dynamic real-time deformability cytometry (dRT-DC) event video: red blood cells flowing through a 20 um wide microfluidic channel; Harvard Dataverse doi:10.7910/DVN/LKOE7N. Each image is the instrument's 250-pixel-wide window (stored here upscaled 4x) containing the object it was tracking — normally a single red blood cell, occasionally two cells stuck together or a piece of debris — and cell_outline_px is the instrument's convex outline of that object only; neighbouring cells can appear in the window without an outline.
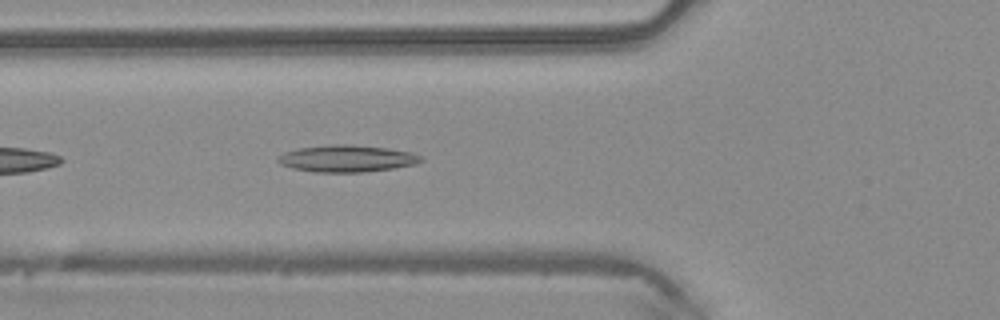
{"species": "common noctule bat (a hibernating species)", "species_latin": "Nyctalus noctula", "temperature_condition": "warm", "stored_images_in_passage": 11, "camera_frame_rate_fps": 3000, "um_per_image_px": 0.085, "animal": {"sex": "male", "body_mass_g": 20.4}, "frame": {"image": 1, "passage_image": 5, "time_ms": 1.333, "image_size_px": [1000, 320], "cell_outline_px": [[424, 160], [416, 164], [392, 168], [364, 172], [312, 172], [292, 168], [280, 164], [276, 160], [276, 156], [284, 152], [296, 148], [336, 144], [348, 144], [388, 148], [412, 152], [420, 156]], "centroid_in_image_um": [29.44, 13.47], "position_along_channel_um": 96.4, "area_um2": 22.54}}
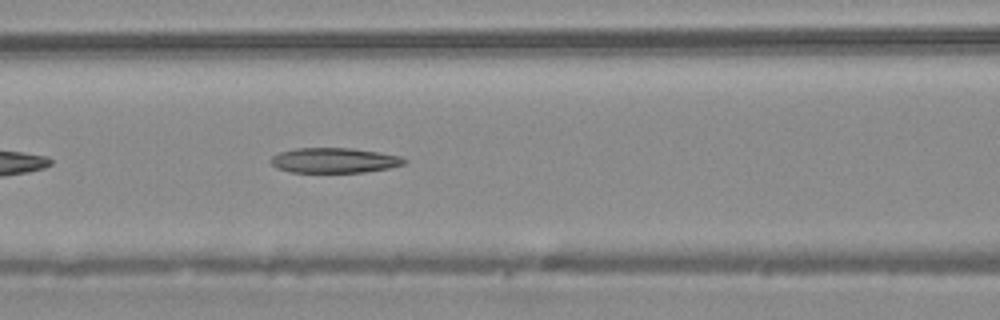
{"frame": {"image": 2, "passage_image": 8, "time_ms": 2.333, "image_size_px": [1000, 320], "cell_outline_px": [[408, 160], [404, 164], [388, 168], [364, 172], [288, 172], [276, 168], [268, 160], [272, 156], [280, 152], [296, 148], [352, 148], [380, 152], [404, 156]], "centroid_in_image_um": [28.42, 13.63], "position_along_channel_um": 138.2, "area_um2": 19.71}}